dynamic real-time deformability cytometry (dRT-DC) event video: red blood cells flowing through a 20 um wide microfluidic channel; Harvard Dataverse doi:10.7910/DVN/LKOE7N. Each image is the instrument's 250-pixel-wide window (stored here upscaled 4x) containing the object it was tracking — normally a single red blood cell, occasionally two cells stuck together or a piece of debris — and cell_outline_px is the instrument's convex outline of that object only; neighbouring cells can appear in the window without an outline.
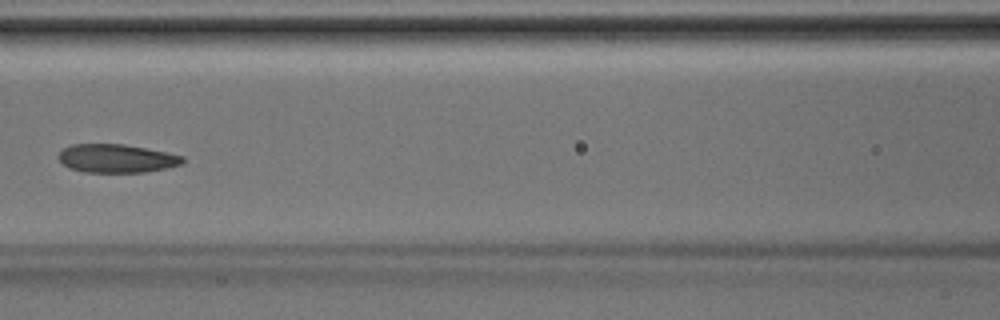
{"species": "Egyptian fruit bat (a non-hibernating species)", "species_latin": "Rousettus aegyptiacus", "temperature_condition": "room temperature", "stored_images_in_passage": 28, "camera_frame_rate_fps": 3000, "um_per_image_px": 0.085, "animal": {"sex": "male"}, "frame": {"image": 1, "passage_image": 9, "time_ms": 2.667, "image_size_px": [1000, 320], "cell_outline_px": [[184, 164], [144, 172], [84, 172], [68, 168], [56, 156], [64, 148], [72, 144], [124, 144], [184, 156]], "centroid_in_image_um": [9.88, 13.47], "position_along_channel_um": 156.7, "area_um2": 20.46}}